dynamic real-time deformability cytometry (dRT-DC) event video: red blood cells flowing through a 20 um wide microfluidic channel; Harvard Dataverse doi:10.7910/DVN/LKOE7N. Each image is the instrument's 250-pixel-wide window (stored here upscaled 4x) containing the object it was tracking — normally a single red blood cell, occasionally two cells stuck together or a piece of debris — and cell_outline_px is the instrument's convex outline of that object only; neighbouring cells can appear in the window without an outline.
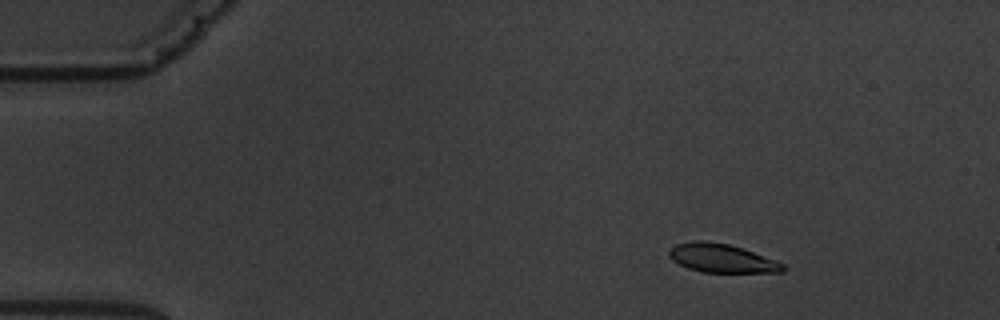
{"species": "common noctule bat (a hibernating species)", "species_latin": "Nyctalus noctula", "temperature_condition": "warm", "stored_images_in_passage": 6, "camera_frame_rate_fps": 3000, "um_per_image_px": 0.085, "animal": {"sex": "male", "body_mass_g": 19.5, "forearm_length_mm": 54.6}, "frame": {"image": 1, "passage_image": 2, "time_ms": 1.333, "image_size_px": [1000, 320], "cell_outline_px": [[784, 272], [704, 272], [688, 268], [672, 260], [668, 256], [668, 252], [676, 244], [692, 240], [704, 240], [728, 244], [776, 260], [784, 264]], "centroid_in_image_um": [61.31, 21.94], "position_along_channel_um": 23.7, "area_um2": 18.79}}
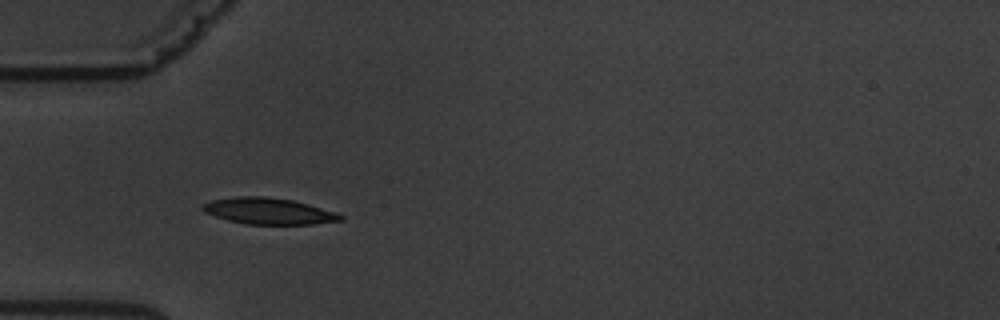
{"frame": {"image": 2, "passage_image": 5, "time_ms": 4.667, "image_size_px": [1000, 320], "cell_outline_px": [[344, 220], [312, 224], [248, 224], [228, 220], [204, 212], [200, 208], [200, 204], [212, 200], [232, 196], [264, 196], [292, 200], [308, 204], [336, 212], [344, 216]], "centroid_in_image_um": [22.8, 17.93], "position_along_channel_um": 62.2, "area_um2": 21.21}}